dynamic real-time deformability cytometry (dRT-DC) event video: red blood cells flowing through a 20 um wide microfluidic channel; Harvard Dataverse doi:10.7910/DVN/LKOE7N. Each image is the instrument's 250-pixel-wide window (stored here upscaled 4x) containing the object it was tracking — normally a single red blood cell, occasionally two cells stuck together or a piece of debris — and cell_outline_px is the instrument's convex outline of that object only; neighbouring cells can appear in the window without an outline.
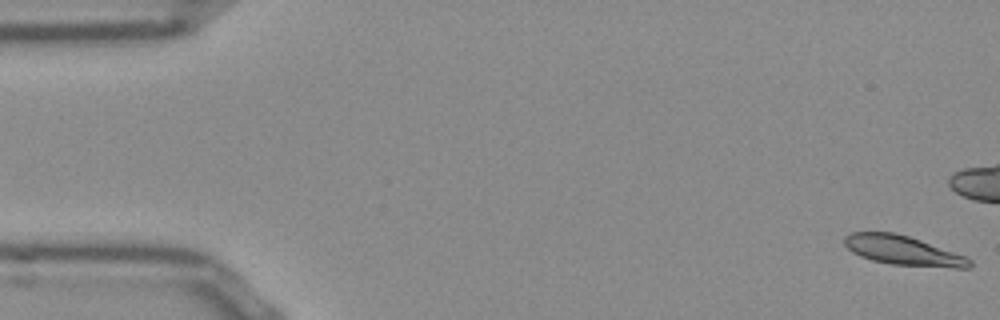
{"species": "Egyptian fruit bat (a non-hibernating species)", "species_latin": "Rousettus aegyptiacus", "temperature_condition": "room temperature", "stored_images_in_passage": 54, "camera_frame_rate_fps": 3000, "um_per_image_px": 0.085, "frame": {"image": 1, "passage_image": 1, "time_ms": 0.0, "image_size_px": [1000, 320], "cell_outline_px": [[972, 264], [968, 268], [952, 268], [892, 264], [872, 260], [860, 256], [852, 252], [844, 244], [844, 236], [852, 232], [892, 232], [908, 236], [920, 240], [964, 256], [972, 260]], "centroid_in_image_um": [76.73, 21.29], "position_along_channel_um": 8.3, "area_um2": 21.21}}
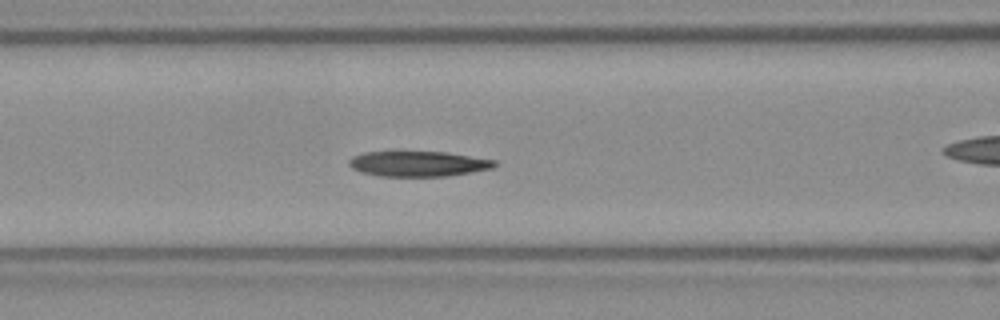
{"frame": {"image": 2, "passage_image": 21, "time_ms": 6.667, "image_size_px": [1000, 320], "cell_outline_px": [[496, 164], [492, 168], [472, 172], [448, 176], [380, 176], [364, 172], [352, 168], [348, 164], [348, 160], [352, 156], [364, 152], [444, 152], [496, 160]], "centroid_in_image_um": [35.54, 13.92], "position_along_channel_um": 131.1, "area_um2": 21.27}}
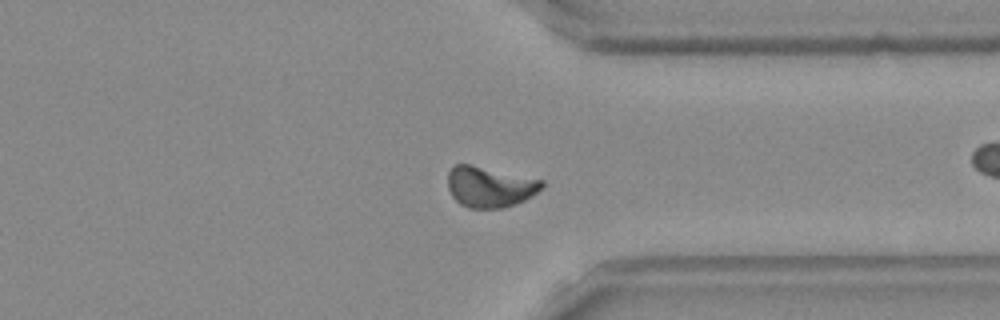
{"frame": {"image": 3, "passage_image": 40, "time_ms": 13.0, "image_size_px": [1000, 320], "cell_outline_px": [[544, 188], [524, 200], [504, 208], [468, 208], [460, 204], [452, 196], [448, 188], [448, 172], [452, 164], [468, 164], [544, 180]], "centroid_in_image_um": [41.62, 15.88], "position_along_channel_um": 369.8, "area_um2": 22.37}}